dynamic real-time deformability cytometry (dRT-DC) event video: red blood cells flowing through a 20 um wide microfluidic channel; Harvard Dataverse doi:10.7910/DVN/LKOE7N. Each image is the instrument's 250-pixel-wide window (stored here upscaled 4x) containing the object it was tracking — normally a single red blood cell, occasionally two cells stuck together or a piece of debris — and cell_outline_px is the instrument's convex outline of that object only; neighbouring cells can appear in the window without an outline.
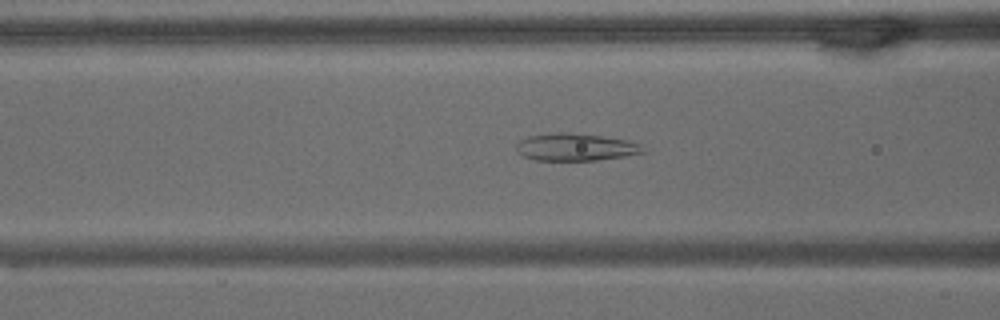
{"species": "common noctule bat (a hibernating species)", "species_latin": "Nyctalus noctula", "temperature_condition": "warm", "stored_images_in_passage": 63, "camera_frame_rate_fps": 3000, "um_per_image_px": 0.085, "animal": {"sex": "male", "body_mass_g": 15.6}, "frame": {"image": 1, "passage_image": 23, "time_ms": 7.333, "image_size_px": [1000, 320], "cell_outline_px": [[644, 152], [624, 156], [596, 160], [532, 160], [524, 156], [516, 148], [516, 144], [520, 140], [528, 136], [556, 132], [564, 132], [600, 136], [628, 140], [640, 144]], "centroid_in_image_um": [48.89, 12.5], "position_along_channel_um": 117.7, "area_um2": 19.94}}
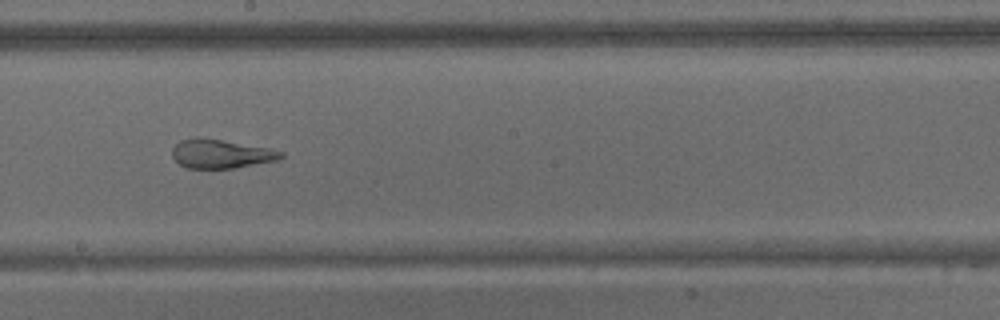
{"frame": {"image": 2, "passage_image": 34, "time_ms": 11.0, "image_size_px": [1000, 320], "cell_outline_px": [[284, 156], [276, 160], [236, 168], [188, 168], [180, 164], [172, 156], [172, 148], [180, 140], [196, 136], [268, 148], [284, 152]], "centroid_in_image_um": [18.75, 13.07], "position_along_channel_um": 229.5, "area_um2": 18.15}}
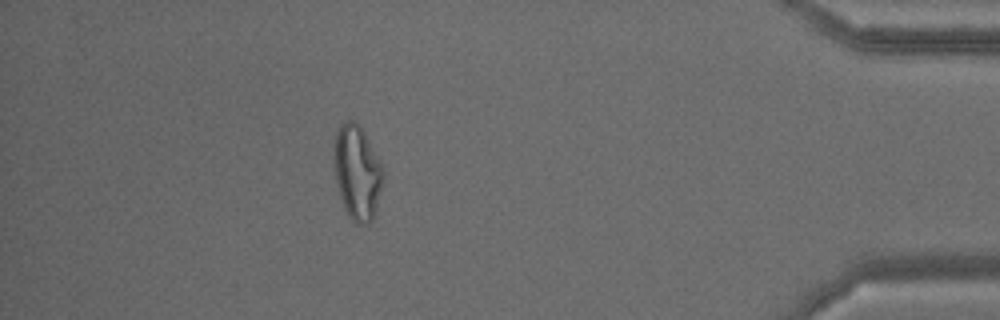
{"frame": {"image": 3, "passage_image": 56, "time_ms": 18.333, "image_size_px": [1000, 320], "cell_outline_px": [[384, 176], [376, 212], [372, 220], [364, 224], [356, 224], [348, 216], [344, 208], [340, 196], [336, 180], [332, 156], [332, 148], [336, 132], [340, 124], [344, 120], [352, 120], [364, 132], [384, 168]], "centroid_in_image_um": [30.34, 14.65], "position_along_channel_um": 404.9, "area_um2": 27.4}, "authors_computed_cell_mechanics": {"area_um2": 25.3164, "velocity_mm_per_s": 3.0534, "shape_relaxation_time_tau1_ms": null, "shape_relaxation_time_tau2_ms": 1.7865, "deformation_change_tau1": null, "deformation_change_tau2": 0.1061}}